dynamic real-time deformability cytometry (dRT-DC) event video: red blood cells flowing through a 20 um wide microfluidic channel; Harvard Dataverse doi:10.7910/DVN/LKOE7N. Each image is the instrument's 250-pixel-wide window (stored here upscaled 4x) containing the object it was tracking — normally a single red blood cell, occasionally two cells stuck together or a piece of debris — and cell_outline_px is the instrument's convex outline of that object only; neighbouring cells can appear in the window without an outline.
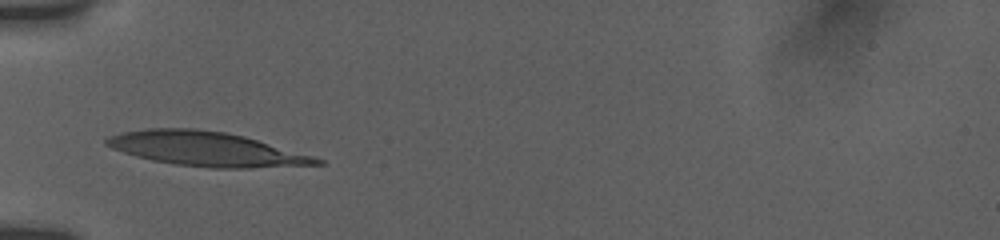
{"species": "human", "species_latin": "Homo sapiens", "temperature_condition": "room temperature", "stored_images_in_passage": 4, "camera_frame_rate_fps": 3000, "um_per_image_px": 0.085, "donor": {"sex": "female"}, "frame": {"image": 1, "passage_image": 1, "time_ms": 0.0, "image_size_px": [1000, 240], "cell_outline_px": [[324, 164], [252, 168], [212, 168], [176, 164], [152, 160], [136, 156], [112, 148], [104, 144], [104, 140], [108, 136], [120, 132], [144, 128], [196, 128], [224, 132], [244, 136], [312, 156], [324, 160]], "centroid_in_image_um": [17.48, 12.65], "position_along_channel_um": 67.5, "area_um2": 41.91}}
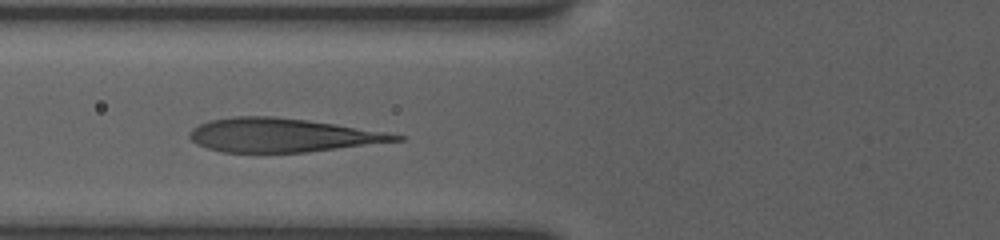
{"frame": {"image": 2, "passage_image": 2, "time_ms": 1.0, "image_size_px": [1000, 240], "cell_outline_px": [[404, 140], [308, 152], [224, 152], [208, 148], [196, 144], [188, 136], [188, 132], [192, 128], [200, 124], [212, 120], [232, 116], [272, 116], [308, 120], [388, 132], [404, 136]], "centroid_in_image_um": [23.98, 11.49], "position_along_channel_um": 101.8, "area_um2": 40.4}}
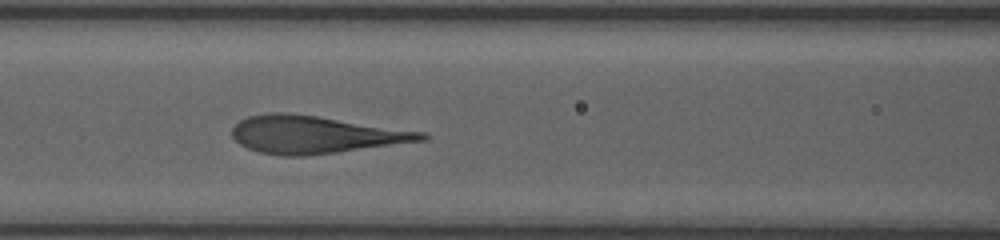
{"frame": {"image": 3, "passage_image": 3, "time_ms": 2.0, "image_size_px": [1000, 240], "cell_outline_px": [[428, 140], [336, 152], [304, 156], [280, 156], [260, 152], [248, 148], [240, 144], [232, 136], [232, 128], [240, 120], [248, 116], [272, 112], [288, 112], [316, 116], [424, 132], [428, 136]], "centroid_in_image_um": [26.75, 11.44], "position_along_channel_um": 139.8, "area_um2": 41.1}}